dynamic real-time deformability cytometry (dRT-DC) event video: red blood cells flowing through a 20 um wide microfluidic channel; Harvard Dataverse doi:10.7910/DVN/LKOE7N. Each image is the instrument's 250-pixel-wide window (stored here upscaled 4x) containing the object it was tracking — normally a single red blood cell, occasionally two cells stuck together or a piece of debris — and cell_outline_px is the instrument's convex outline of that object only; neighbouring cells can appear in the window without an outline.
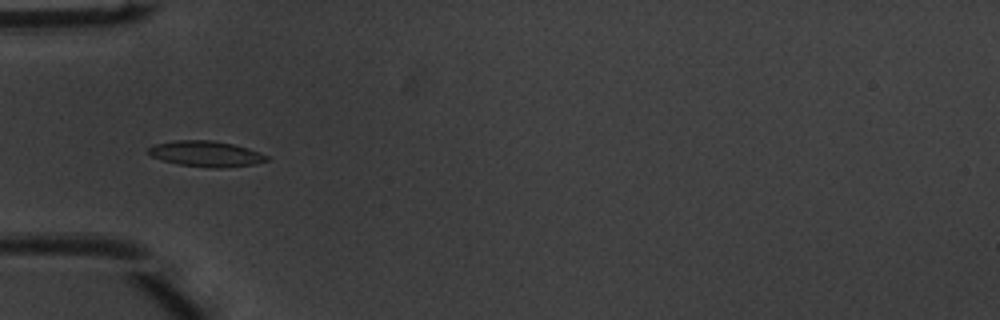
{"species": "common noctule bat (a hibernating species)", "species_latin": "Nyctalus noctula", "temperature_condition": "warm", "stored_images_in_passage": 51, "camera_frame_rate_fps": 3000, "um_per_image_px": 0.085, "animal": {"sex": "male", "body_mass_g": 20.1, "forearm_length_mm": 53.5}, "frame": {"image": 1, "passage_image": 17, "time_ms": 5.333, "image_size_px": [1000, 320], "cell_outline_px": [[268, 160], [252, 164], [220, 168], [208, 168], [180, 164], [164, 160], [152, 156], [148, 152], [148, 148], [156, 144], [176, 140], [212, 140], [232, 144], [248, 148], [260, 152], [268, 156]], "centroid_in_image_um": [17.52, 13.07], "position_along_channel_um": 67.5, "area_um2": 17.46}}
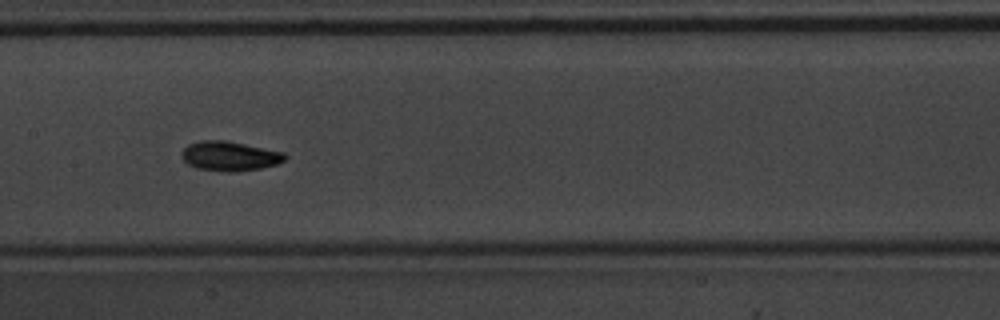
{"frame": {"image": 2, "passage_image": 26, "time_ms": 8.333, "image_size_px": [1000, 320], "cell_outline_px": [[288, 156], [284, 160], [276, 164], [260, 168], [236, 172], [228, 172], [196, 168], [188, 164], [180, 156], [180, 152], [188, 144], [200, 140], [228, 140], [284, 152]], "centroid_in_image_um": [19.5, 13.25], "position_along_channel_um": 187.9, "area_um2": 17.98}}
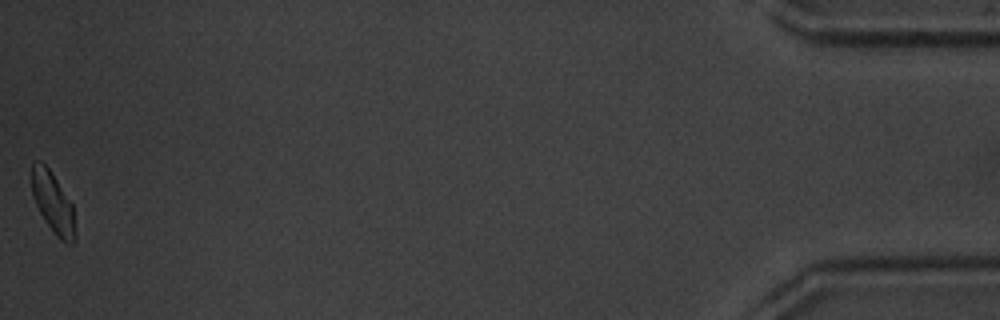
{"frame": {"image": 3, "passage_image": 51, "time_ms": 16.667, "image_size_px": [1000, 320], "cell_outline_px": [[76, 236], [72, 244], [68, 244], [60, 240], [56, 236], [40, 212], [36, 204], [32, 192], [32, 160], [40, 160], [48, 168], [72, 204]], "centroid_in_image_um": [4.5, 17.24], "position_along_channel_um": 430.7, "area_um2": 15.14}, "authors_computed_cell_mechanics": {"area_um2": 16.2418, "velocity_mm_per_s": 4.0105, "shape_relaxation_time_tau1_ms": 1.6848, "shape_relaxation_time_tau2_ms": null, "deformation_change_tau1": 0.099, "deformation_change_tau2": null}}